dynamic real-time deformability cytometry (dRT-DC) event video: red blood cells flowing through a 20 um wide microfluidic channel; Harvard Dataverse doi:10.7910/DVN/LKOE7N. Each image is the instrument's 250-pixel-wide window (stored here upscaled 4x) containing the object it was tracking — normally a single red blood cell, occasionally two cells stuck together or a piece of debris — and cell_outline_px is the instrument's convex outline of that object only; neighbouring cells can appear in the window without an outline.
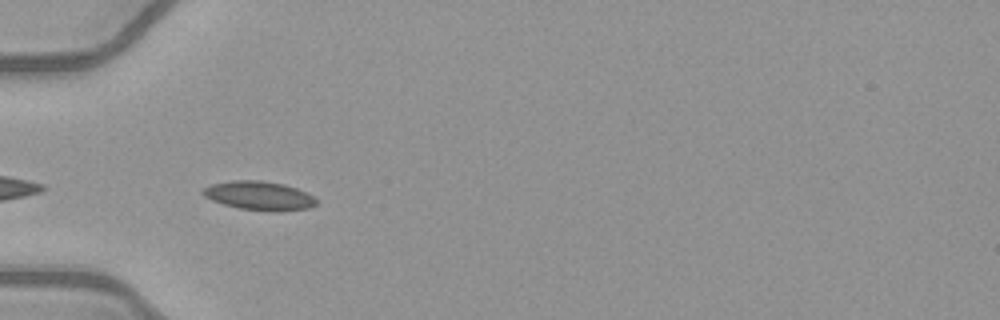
{"species": "common noctule bat (a hibernating species)", "species_latin": "Nyctalus noctula", "temperature_condition": "warm", "stored_images_in_passage": 6, "camera_frame_rate_fps": 3000, "um_per_image_px": 0.085, "animal": {"sex": "female", "body_mass_g": 21.9}, "frame": {"image": 1, "passage_image": 2, "time_ms": 0.333, "image_size_px": [1000, 320], "cell_outline_px": [[316, 204], [308, 208], [276, 212], [240, 208], [224, 204], [212, 200], [204, 196], [200, 192], [204, 188], [212, 184], [232, 180], [260, 180], [284, 184], [296, 188], [312, 196], [316, 200]], "centroid_in_image_um": [22.01, 16.63], "position_along_channel_um": 63.0, "area_um2": 18.9}}